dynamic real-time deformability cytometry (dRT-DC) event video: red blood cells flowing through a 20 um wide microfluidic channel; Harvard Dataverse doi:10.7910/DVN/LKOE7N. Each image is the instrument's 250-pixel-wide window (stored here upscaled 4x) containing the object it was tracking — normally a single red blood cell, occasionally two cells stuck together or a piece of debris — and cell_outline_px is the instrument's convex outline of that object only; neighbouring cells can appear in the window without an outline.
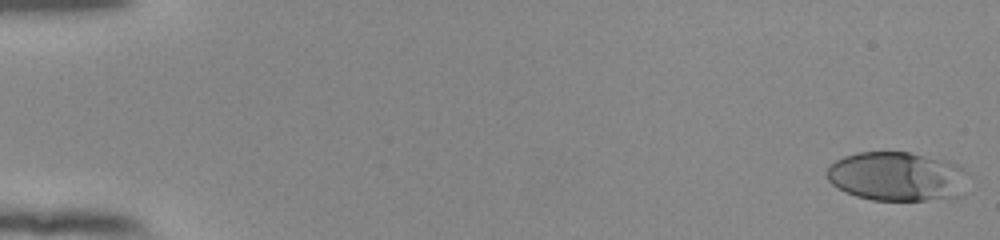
{"species": "human", "species_latin": "Homo sapiens", "temperature_condition": "room temperature", "stored_images_in_passage": 54, "camera_frame_rate_fps": 3000, "um_per_image_px": 0.085, "donor": {"sex": "female"}, "frame": {"image": 1, "passage_image": 1, "time_ms": 0.0, "image_size_px": [1000, 240], "cell_outline_px": [[972, 176], [964, 192], [960, 196], [924, 200], [872, 200], [856, 196], [844, 192], [832, 184], [828, 180], [824, 172], [828, 164], [844, 156], [860, 152], [908, 152], [956, 164], [964, 168]], "centroid_in_image_um": [76.26, 15.01], "position_along_channel_um": 8.7, "area_um2": 41.04}}
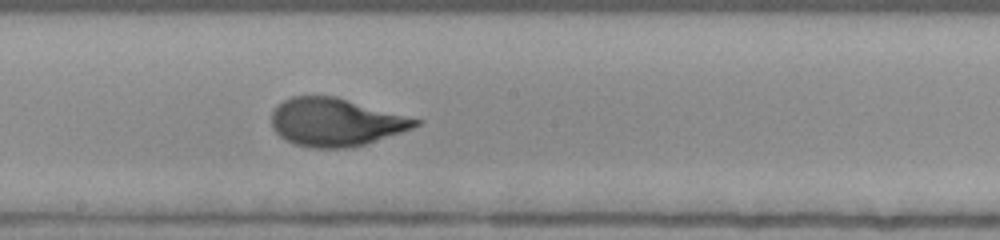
{"frame": {"image": 2, "passage_image": 31, "time_ms": 10.0, "image_size_px": [1000, 240], "cell_outline_px": [[424, 120], [420, 124], [412, 128], [364, 144], [348, 148], [312, 148], [292, 144], [280, 136], [272, 128], [272, 112], [276, 104], [292, 96], [336, 96]], "centroid_in_image_um": [28.51, 10.37], "position_along_channel_um": 219.7, "area_um2": 40.34}}
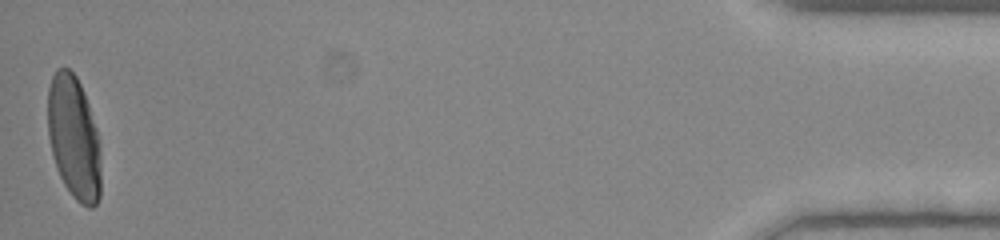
{"frame": {"image": 3, "passage_image": 54, "time_ms": 17.667, "image_size_px": [1000, 240], "cell_outline_px": [[100, 196], [96, 204], [92, 208], [88, 208], [80, 204], [72, 196], [64, 184], [56, 168], [52, 156], [48, 136], [48, 88], [52, 76], [56, 68], [68, 68], [76, 76], [84, 92], [96, 128], [100, 148]], "centroid_in_image_um": [6.27, 11.73], "position_along_channel_um": 428.9, "area_um2": 38.38}, "authors_computed_cell_mechanics": {"area_um2": 39.6219, "velocity_mm_per_s": 3.8348, "shape_relaxation_time_tau1_ms": 3.9772, "shape_relaxation_time_tau2_ms": null, "deformation_change_tau1": 0.229, "deformation_change_tau2": null}}